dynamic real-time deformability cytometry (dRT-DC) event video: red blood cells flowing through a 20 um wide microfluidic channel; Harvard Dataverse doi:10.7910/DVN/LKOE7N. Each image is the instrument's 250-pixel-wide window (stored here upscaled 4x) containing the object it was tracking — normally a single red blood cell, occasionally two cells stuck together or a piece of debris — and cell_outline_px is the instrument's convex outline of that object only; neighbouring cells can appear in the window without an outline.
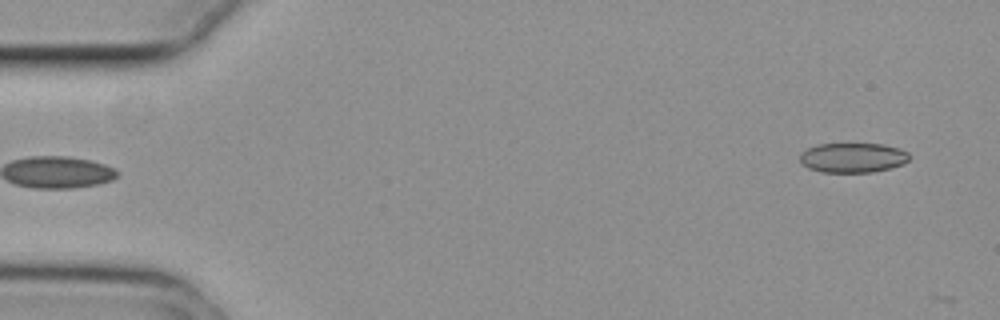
{"species": "common noctule bat (a hibernating species)", "species_latin": "Nyctalus noctula", "temperature_condition": "cold", "stored_images_in_passage": 2, "camera_frame_rate_fps": 3000, "um_per_image_px": 0.085, "animal": {"sex": "female", "body_mass_g": 29.2, "forearm_length_mm": 56.3}, "frame": {"image": 1, "passage_image": 1, "time_ms": 0.0, "image_size_px": [1000, 320], "cell_outline_px": [[912, 156], [904, 164], [892, 168], [872, 172], [820, 172], [808, 168], [800, 164], [800, 152], [816, 144], [884, 144], [900, 148], [908, 152]], "centroid_in_image_um": [72.5, 13.4], "position_along_channel_um": 12.5, "area_um2": 19.31}}